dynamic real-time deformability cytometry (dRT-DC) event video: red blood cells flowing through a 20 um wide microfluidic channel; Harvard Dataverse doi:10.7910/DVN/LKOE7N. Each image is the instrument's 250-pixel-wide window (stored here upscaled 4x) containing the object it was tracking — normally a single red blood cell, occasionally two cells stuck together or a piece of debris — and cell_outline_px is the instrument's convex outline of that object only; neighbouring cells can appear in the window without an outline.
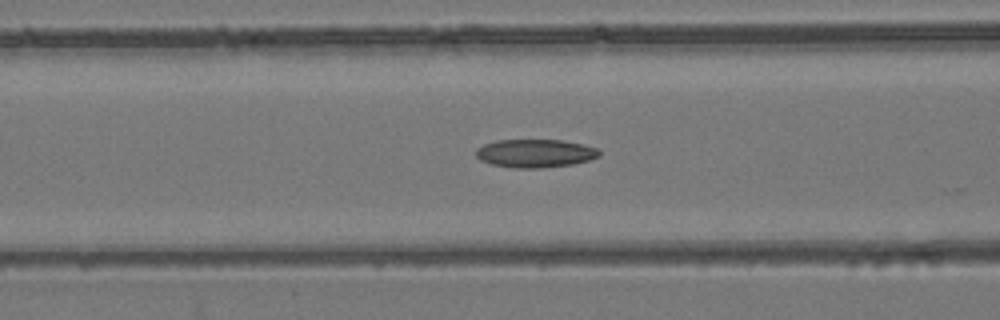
{"species": "common noctule bat (a hibernating species)", "species_latin": "Nyctalus noctula", "temperature_condition": "room temperature", "stored_images_in_passage": 33, "camera_frame_rate_fps": 3000, "um_per_image_px": 0.085, "animal": {"sex": "female", "body_mass_g": 24.6, "forearm_length_mm": 56.2}, "frame": {"image": 1, "passage_image": 23, "time_ms": 7.333, "image_size_px": [1000, 320], "cell_outline_px": [[600, 156], [588, 160], [572, 164], [540, 168], [516, 168], [492, 164], [480, 160], [476, 156], [476, 148], [484, 144], [496, 140], [564, 140], [596, 148], [600, 152]], "centroid_in_image_um": [45.46, 13.03], "position_along_channel_um": 121.1, "area_um2": 20.17}}
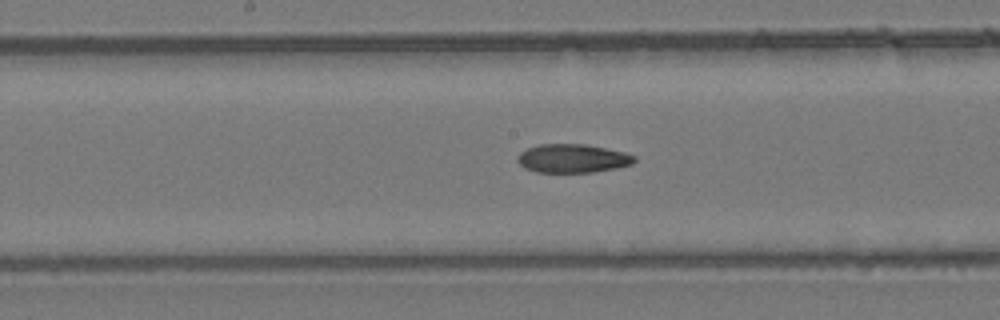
{"frame": {"image": 2, "passage_image": 29, "time_ms": 9.333, "image_size_px": [1000, 320], "cell_outline_px": [[636, 160], [632, 164], [616, 168], [592, 172], [536, 172], [524, 168], [516, 160], [516, 156], [520, 152], [528, 148], [540, 144], [584, 144], [624, 152], [636, 156]], "centroid_in_image_um": [48.65, 13.47], "position_along_channel_um": 199.6, "area_um2": 19.48}}
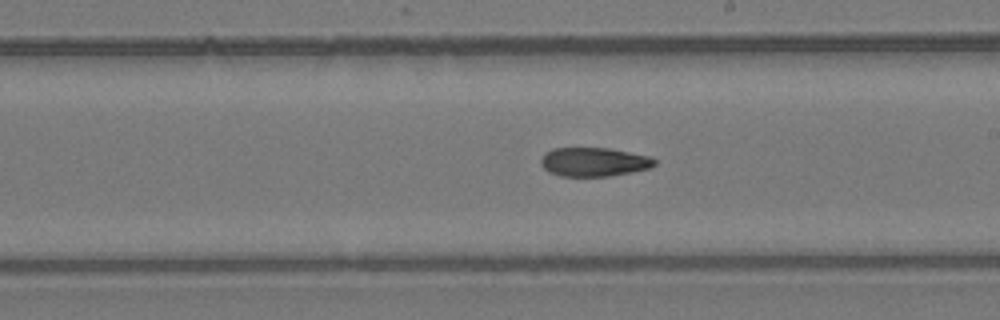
{"frame": {"image": 3, "passage_image": 32, "time_ms": 10.333, "image_size_px": [1000, 320], "cell_outline_px": [[656, 164], [652, 168], [632, 172], [608, 176], [560, 176], [548, 172], [540, 164], [540, 160], [544, 152], [552, 148], [608, 148], [652, 156], [656, 160]], "centroid_in_image_um": [50.49, 13.76], "position_along_channel_um": 238.5, "area_um2": 19.42}}